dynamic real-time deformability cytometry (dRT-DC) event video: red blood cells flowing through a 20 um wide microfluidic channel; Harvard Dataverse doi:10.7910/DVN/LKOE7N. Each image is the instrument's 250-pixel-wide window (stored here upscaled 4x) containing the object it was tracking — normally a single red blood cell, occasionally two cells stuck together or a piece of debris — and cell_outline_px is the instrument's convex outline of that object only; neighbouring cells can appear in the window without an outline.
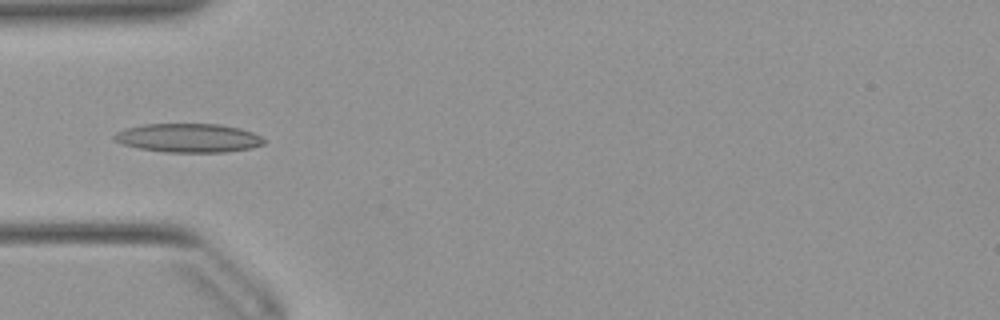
{"species": "Egyptian fruit bat (a non-hibernating species)", "species_latin": "Rousettus aegyptiacus", "temperature_condition": "warm", "stored_images_in_passage": 51, "camera_frame_rate_fps": 3000, "um_per_image_px": 0.085, "animal": {"sex": "female"}, "frame": {"image": 1, "passage_image": 16, "time_ms": 5.0, "image_size_px": [1000, 320], "cell_outline_px": [[264, 144], [252, 148], [224, 152], [164, 152], [140, 148], [124, 144], [116, 140], [112, 136], [116, 132], [128, 128], [144, 124], [216, 124], [240, 128], [252, 132], [260, 136], [264, 140]], "centroid_in_image_um": [16.04, 11.72], "position_along_channel_um": 69.0, "area_um2": 24.91}}
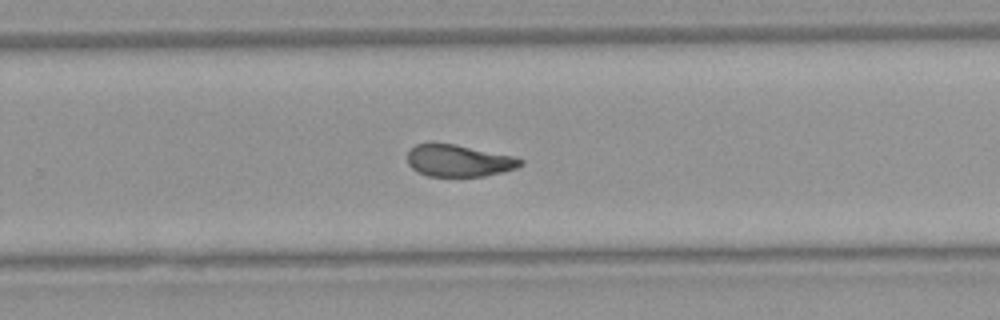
{"frame": {"image": 2, "passage_image": 33, "time_ms": 10.667, "image_size_px": [1000, 320], "cell_outline_px": [[524, 164], [516, 168], [484, 176], [428, 176], [416, 172], [408, 164], [408, 148], [416, 144], [432, 140], [456, 144], [516, 156], [524, 160]], "centroid_in_image_um": [38.95, 13.61], "position_along_channel_um": 290.8, "area_um2": 21.73}}
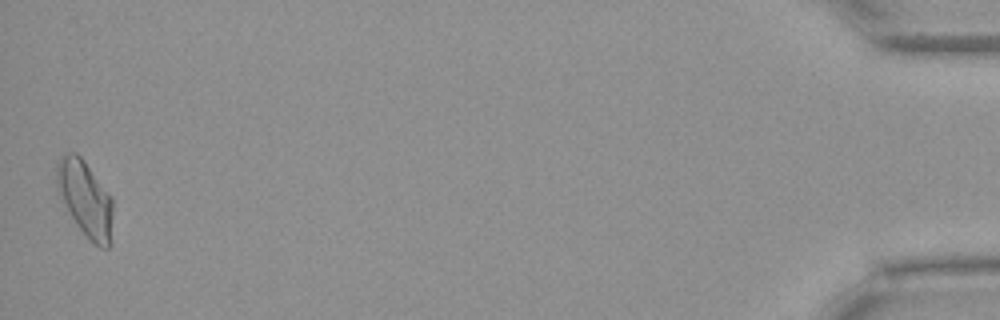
{"frame": {"image": 3, "passage_image": 51, "time_ms": 16.667, "image_size_px": [1000, 320], "cell_outline_px": [[112, 216], [108, 248], [100, 248], [76, 224], [60, 200], [56, 188], [56, 160], [68, 152], [76, 152], [84, 160], [112, 196]], "centroid_in_image_um": [7.2, 16.81], "position_along_channel_um": 428.0, "area_um2": 24.74}, "authors_computed_cell_mechanics": {"area_um2": 22.4842, "velocity_mm_per_s": 3.9149, "shape_relaxation_time_tau1_ms": 8.7741, "shape_relaxation_time_tau2_ms": 1.7978, "deformation_change_tau1": 0.2271, "deformation_change_tau2": 0.0779}}